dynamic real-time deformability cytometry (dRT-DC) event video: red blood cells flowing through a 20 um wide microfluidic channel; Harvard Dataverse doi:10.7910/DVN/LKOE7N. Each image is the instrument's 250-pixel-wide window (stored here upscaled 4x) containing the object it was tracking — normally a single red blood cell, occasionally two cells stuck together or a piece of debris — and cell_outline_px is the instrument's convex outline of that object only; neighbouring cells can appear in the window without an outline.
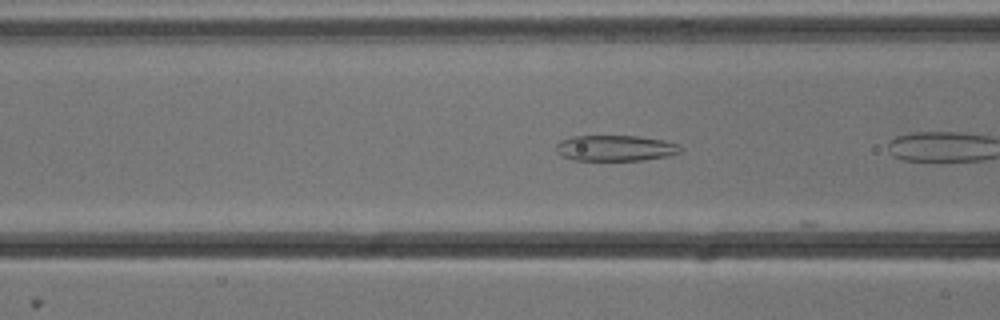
{"species": "common noctule bat (a hibernating species)", "species_latin": "Nyctalus noctula", "temperature_condition": "cold", "stored_images_in_passage": 5, "camera_frame_rate_fps": 3000, "um_per_image_px": 0.085, "animal": {"sex": "male", "body_mass_g": 13.3}, "frame": {"image": 1, "passage_image": 4, "time_ms": 1.0, "image_size_px": [1000, 320], "cell_outline_px": [[684, 148], [680, 152], [668, 156], [644, 160], [572, 160], [560, 156], [556, 152], [556, 144], [560, 140], [572, 136], [636, 136], [664, 140], [680, 144]], "centroid_in_image_um": [52.31, 12.59], "position_along_channel_um": 114.3, "area_um2": 18.96}}